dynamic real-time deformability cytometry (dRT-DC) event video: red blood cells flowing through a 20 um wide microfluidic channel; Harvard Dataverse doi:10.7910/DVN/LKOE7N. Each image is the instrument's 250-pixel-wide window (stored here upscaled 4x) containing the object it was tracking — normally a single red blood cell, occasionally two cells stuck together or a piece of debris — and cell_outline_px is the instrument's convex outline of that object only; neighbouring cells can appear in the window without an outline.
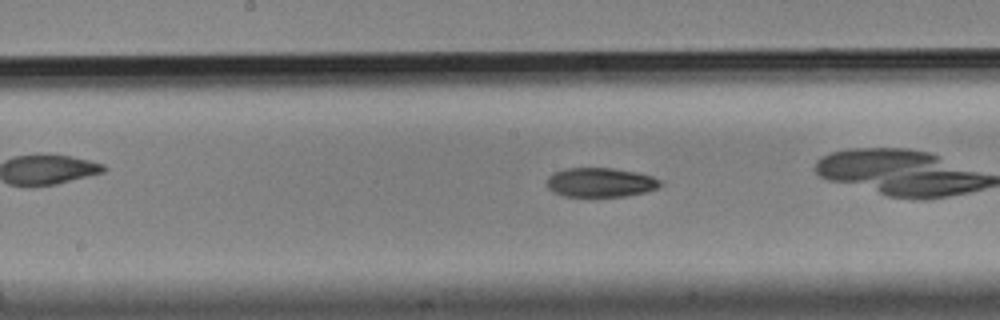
{"species": "Egyptian fruit bat (a non-hibernating species)", "species_latin": "Rousettus aegyptiacus", "temperature_condition": "cold", "stored_images_in_passage": 41, "camera_frame_rate_fps": 3000, "um_per_image_px": 0.085, "animal": {"sex": "male"}, "frame": {"image": 1, "passage_image": 12, "time_ms": 3.667, "image_size_px": [1000, 320], "cell_outline_px": [[664, 184], [648, 192], [628, 196], [564, 196], [552, 192], [548, 188], [548, 176], [552, 172], [564, 168], [612, 168], [636, 172], [652, 176], [664, 180]], "centroid_in_image_um": [51.07, 15.5], "position_along_channel_um": 197.1, "area_um2": 19.65}, "authors_computed_cell_mechanics": {"area_um2": 20.5768, "velocity_mm_per_s": 3.5365, "shape_relaxation_time_tau1_ms": 4.7335, "shape_relaxation_time_tau2_ms": 7.4767, "deformation_change_tau1": 0.1586, "deformation_change_tau2": 0.1453}}